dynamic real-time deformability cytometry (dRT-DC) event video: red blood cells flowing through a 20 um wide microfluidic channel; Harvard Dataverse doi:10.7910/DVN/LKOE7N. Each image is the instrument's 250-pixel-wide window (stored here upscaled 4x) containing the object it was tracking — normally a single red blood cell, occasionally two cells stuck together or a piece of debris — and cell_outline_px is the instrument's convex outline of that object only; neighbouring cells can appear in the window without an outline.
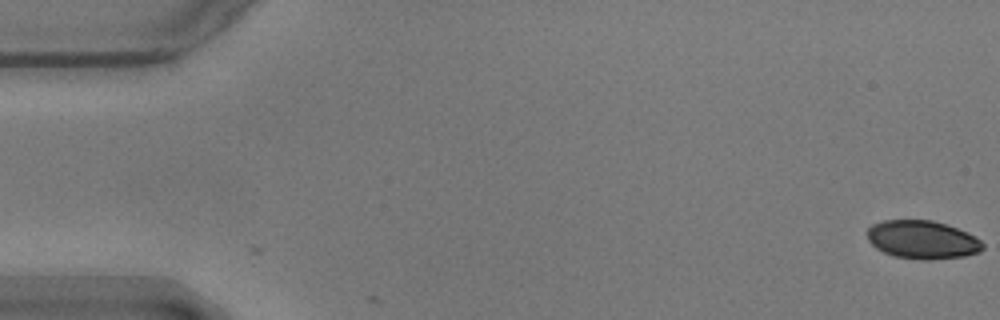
{"species": "common noctule bat (a hibernating species)", "species_latin": "Nyctalus noctula", "temperature_condition": "warm", "stored_images_in_passage": 2, "camera_frame_rate_fps": 3000, "um_per_image_px": 0.085, "animal": {"sex": "male", "body_mass_g": 17.9}, "frame": {"image": 1, "passage_image": 2, "time_ms": 0.333, "image_size_px": [1000, 320], "cell_outline_px": [[984, 248], [980, 252], [964, 256], [928, 260], [920, 260], [892, 256], [876, 248], [868, 240], [868, 228], [872, 224], [880, 220], [932, 220], [948, 224], [968, 232], [976, 236], [984, 244]], "centroid_in_image_um": [78.42, 20.37], "position_along_channel_um": 6.6, "area_um2": 26.13}}